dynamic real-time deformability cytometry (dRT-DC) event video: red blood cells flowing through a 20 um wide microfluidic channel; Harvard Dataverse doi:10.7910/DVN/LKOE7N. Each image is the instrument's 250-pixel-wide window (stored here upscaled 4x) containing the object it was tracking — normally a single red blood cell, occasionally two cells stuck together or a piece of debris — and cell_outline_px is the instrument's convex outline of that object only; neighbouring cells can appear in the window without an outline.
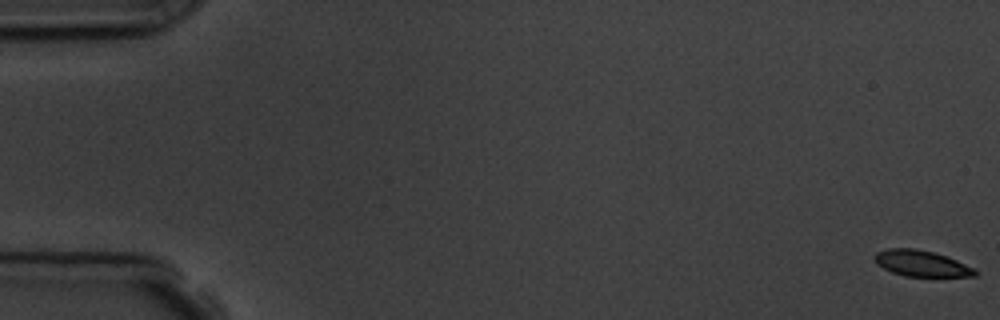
{"species": "common noctule bat (a hibernating species)", "species_latin": "Nyctalus noctula", "temperature_condition": "room temperature", "stored_images_in_passage": 4, "camera_frame_rate_fps": 3000, "um_per_image_px": 0.085, "animal": {"sex": "male", "body_mass_g": 19.5, "forearm_length_mm": 54.6}, "frame": {"image": 1, "passage_image": 1, "time_ms": 0.0, "image_size_px": [1000, 320], "cell_outline_px": [[976, 276], [904, 276], [892, 272], [876, 264], [872, 256], [876, 252], [888, 248], [916, 248], [932, 252], [956, 260], [976, 268]], "centroid_in_image_um": [78.27, 22.38], "position_along_channel_um": 6.7, "area_um2": 15.2}}